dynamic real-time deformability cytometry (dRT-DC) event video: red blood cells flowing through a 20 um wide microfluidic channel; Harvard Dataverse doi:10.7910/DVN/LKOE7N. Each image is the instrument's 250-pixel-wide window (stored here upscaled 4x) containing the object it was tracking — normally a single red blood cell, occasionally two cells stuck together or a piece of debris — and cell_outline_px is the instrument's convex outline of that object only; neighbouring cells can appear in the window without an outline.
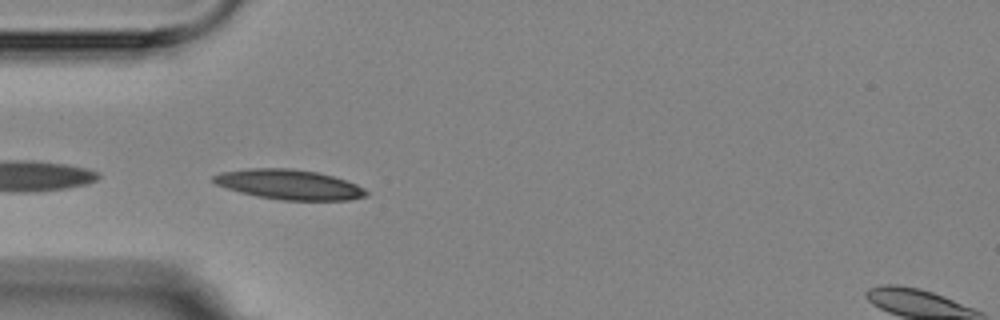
{"species": "Egyptian fruit bat (a non-hibernating species)", "species_latin": "Rousettus aegyptiacus", "temperature_condition": "room temperature", "stored_images_in_passage": 10, "camera_frame_rate_fps": 3000, "um_per_image_px": 0.085, "animal": {"sex": "female"}, "frame": {"image": 1, "passage_image": 4, "time_ms": 3.333, "image_size_px": [1000, 320], "cell_outline_px": [[368, 196], [348, 200], [280, 200], [256, 196], [240, 192], [216, 184], [212, 180], [212, 176], [220, 172], [248, 168], [288, 168], [316, 172], [332, 176], [356, 184], [364, 188], [368, 192]], "centroid_in_image_um": [24.56, 15.68], "position_along_channel_um": 60.4, "area_um2": 26.53}}
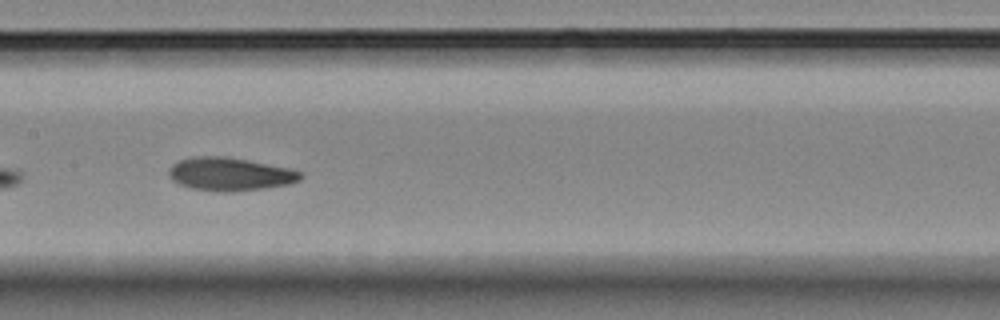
{"frame": {"image": 2, "passage_image": 7, "time_ms": 7.0, "image_size_px": [1000, 320], "cell_outline_px": [[304, 176], [300, 180], [288, 184], [264, 188], [232, 192], [216, 192], [192, 188], [180, 184], [172, 180], [168, 176], [168, 168], [172, 164], [180, 160], [192, 156], [224, 156], [248, 160], [288, 168], [304, 172]], "centroid_in_image_um": [19.53, 14.8], "position_along_channel_um": 187.9, "area_um2": 25.66}}
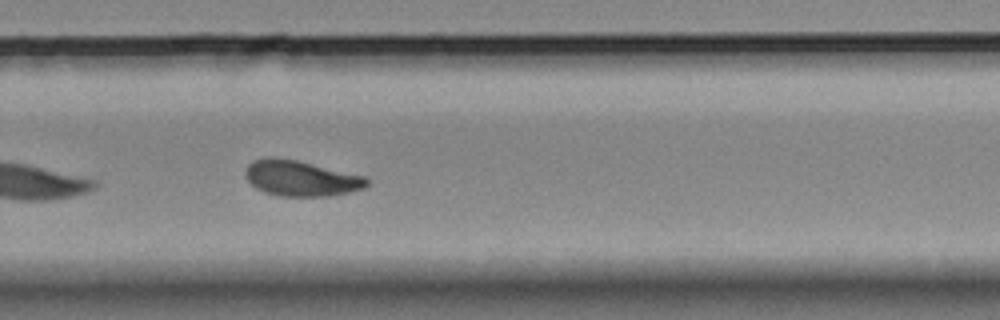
{"frame": {"image": 3, "passage_image": 10, "time_ms": 10.333, "image_size_px": [1000, 320], "cell_outline_px": [[368, 184], [364, 188], [348, 192], [328, 196], [280, 196], [264, 192], [256, 188], [248, 180], [244, 172], [248, 164], [252, 160], [268, 156], [272, 156], [296, 160], [364, 176], [368, 180]], "centroid_in_image_um": [25.53, 15.15], "position_along_channel_um": 304.3, "area_um2": 25.09}}